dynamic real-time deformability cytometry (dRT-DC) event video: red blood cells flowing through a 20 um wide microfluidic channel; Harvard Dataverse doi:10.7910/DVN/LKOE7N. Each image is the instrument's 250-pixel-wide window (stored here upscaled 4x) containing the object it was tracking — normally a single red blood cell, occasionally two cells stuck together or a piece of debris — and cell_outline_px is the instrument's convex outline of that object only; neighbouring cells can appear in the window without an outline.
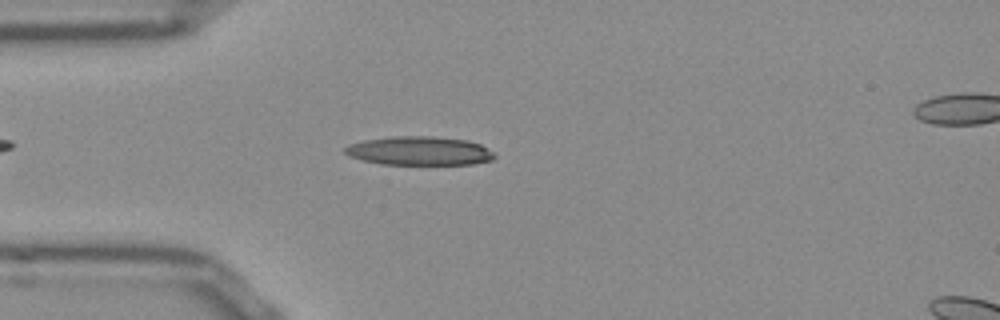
{"species": "Egyptian fruit bat (a non-hibernating species)", "species_latin": "Rousettus aegyptiacus", "temperature_condition": "room temperature", "stored_images_in_passage": 51, "camera_frame_rate_fps": 3000, "um_per_image_px": 0.085, "frame": {"image": 1, "passage_image": 13, "time_ms": 4.0, "image_size_px": [1000, 320], "cell_outline_px": [[496, 156], [492, 160], [472, 164], [380, 164], [348, 156], [344, 152], [344, 148], [348, 144], [364, 140], [396, 136], [432, 136], [464, 140], [480, 144], [496, 152]], "centroid_in_image_um": [35.65, 12.82], "position_along_channel_um": 49.3, "area_um2": 25.09}}
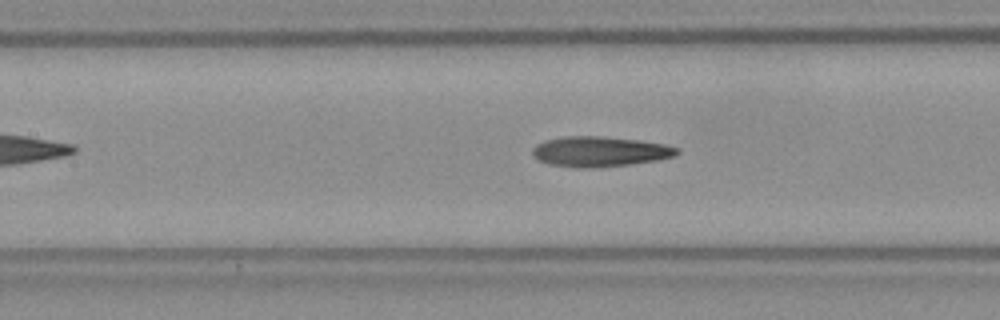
{"frame": {"image": 2, "passage_image": 22, "time_ms": 7.0, "image_size_px": [1000, 320], "cell_outline_px": [[680, 152], [676, 156], [656, 160], [632, 164], [596, 168], [576, 168], [548, 164], [536, 160], [532, 156], [532, 148], [536, 144], [544, 140], [564, 136], [600, 136], [640, 140], [664, 144], [680, 148]], "centroid_in_image_um": [50.95, 12.89], "position_along_channel_um": 156.4, "area_um2": 25.89}}
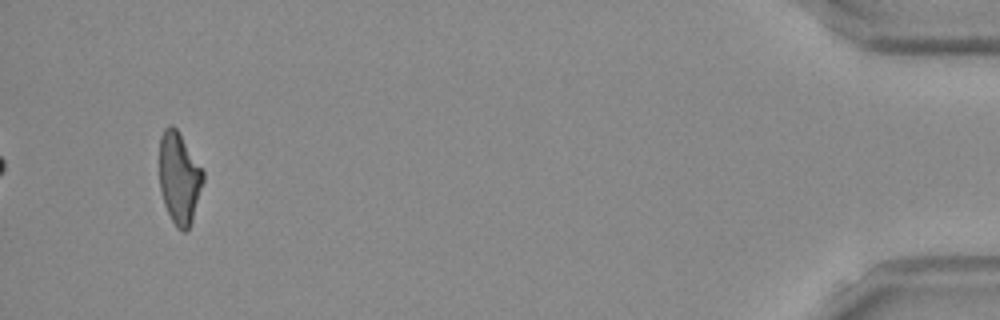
{"frame": {"image": 3, "passage_image": 49, "time_ms": 16.0, "image_size_px": [1000, 320], "cell_outline_px": [[204, 180], [192, 220], [188, 228], [184, 232], [180, 232], [176, 228], [164, 204], [160, 188], [160, 136], [164, 128], [168, 124], [172, 124], [176, 128], [204, 172]], "centroid_in_image_um": [15.22, 15.13], "position_along_channel_um": 420.0, "area_um2": 23.18}, "authors_computed_cell_mechanics": {"area_um2": 24.3916, "velocity_mm_per_s": 3.8491, "shape_relaxation_time_tau1_ms": null, "shape_relaxation_time_tau2_ms": 3.9442, "deformation_change_tau1": null, "deformation_change_tau2": 0.1502}}